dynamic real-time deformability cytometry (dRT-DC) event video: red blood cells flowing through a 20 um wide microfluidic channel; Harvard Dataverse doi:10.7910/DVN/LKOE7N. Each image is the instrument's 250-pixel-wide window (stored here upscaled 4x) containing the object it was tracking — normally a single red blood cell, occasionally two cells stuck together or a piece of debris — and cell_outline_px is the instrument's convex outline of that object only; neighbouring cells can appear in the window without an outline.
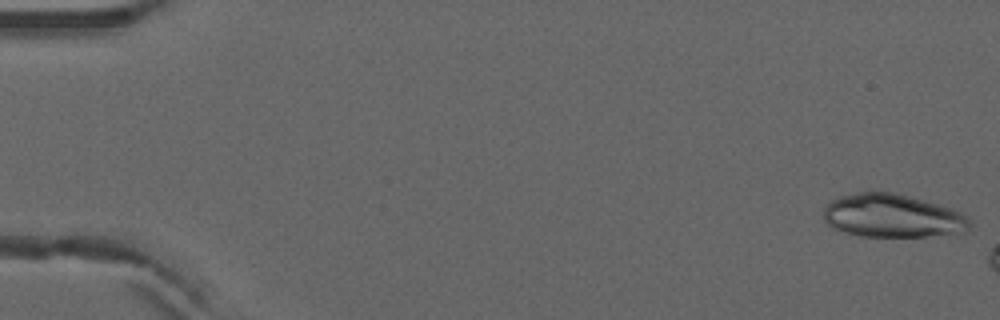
{"species": "common noctule bat (a hibernating species)", "species_latin": "Nyctalus noctula", "temperature_condition": "warm", "stored_images_in_passage": 5, "camera_frame_rate_fps": 3000, "um_per_image_px": 0.085, "animal": {"sex": "male", "forearm_length_mm": 52.5}, "frame": {"image": 1, "passage_image": 1, "time_ms": 0.0, "image_size_px": [1000, 320], "cell_outline_px": [[972, 224], [964, 232], [924, 236], [860, 236], [840, 232], [832, 228], [824, 220], [824, 208], [828, 200], [840, 196], [856, 192], [892, 192], [924, 200], [952, 208], [964, 212], [968, 216]], "centroid_in_image_um": [75.83, 18.34], "position_along_channel_um": 9.2, "area_um2": 37.22}}